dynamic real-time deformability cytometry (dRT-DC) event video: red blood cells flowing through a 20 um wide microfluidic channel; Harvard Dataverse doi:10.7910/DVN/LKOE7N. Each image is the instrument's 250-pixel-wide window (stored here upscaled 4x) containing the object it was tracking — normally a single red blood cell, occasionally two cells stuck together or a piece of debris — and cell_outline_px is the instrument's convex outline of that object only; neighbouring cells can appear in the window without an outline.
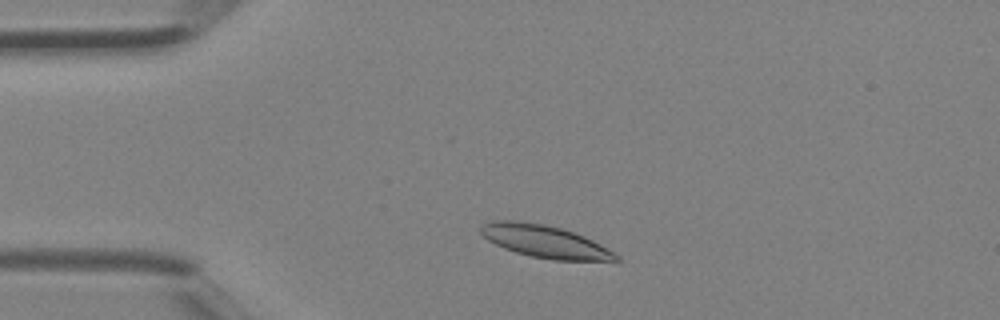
{"species": "Egyptian fruit bat (a non-hibernating species)", "species_latin": "Rousettus aegyptiacus", "temperature_condition": "room temperature", "stored_images_in_passage": 40, "camera_frame_rate_fps": 3000, "um_per_image_px": 0.085, "animal": {"sex": "female"}, "frame": {"image": 1, "passage_image": 6, "time_ms": 1.667, "image_size_px": [1000, 320], "cell_outline_px": [[620, 260], [552, 260], [532, 256], [516, 252], [504, 248], [488, 240], [480, 232], [480, 224], [492, 220], [516, 220], [544, 224], [560, 228], [584, 236], [600, 244], [620, 256]], "centroid_in_image_um": [46.27, 20.51], "position_along_channel_um": 38.7, "area_um2": 25.37}}
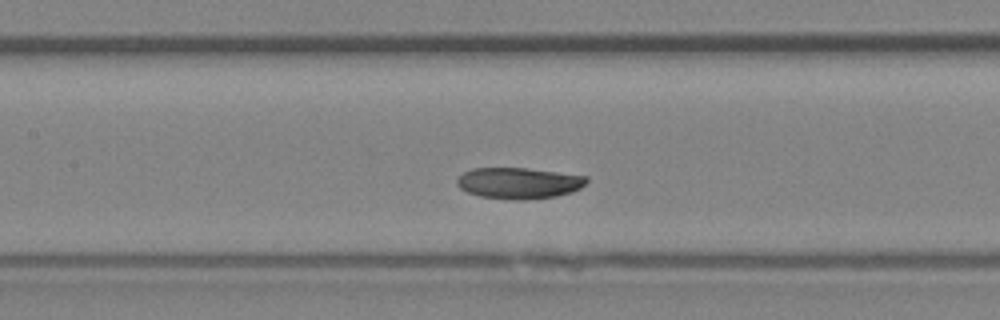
{"frame": {"image": 2, "passage_image": 16, "time_ms": 5.0, "image_size_px": [1000, 320], "cell_outline_px": [[588, 180], [580, 188], [572, 192], [556, 196], [524, 200], [512, 200], [480, 196], [468, 192], [460, 188], [456, 184], [456, 180], [464, 172], [472, 168], [528, 168], [588, 176]], "centroid_in_image_um": [44.1, 15.56], "position_along_channel_um": 163.3, "area_um2": 23.58}}
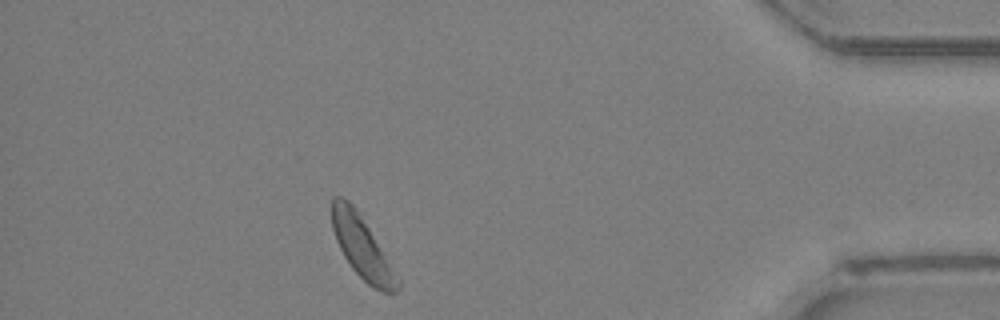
{"frame": {"image": 3, "passage_image": 35, "time_ms": 11.333, "image_size_px": [1000, 320], "cell_outline_px": [[400, 288], [396, 292], [384, 292], [372, 288], [352, 268], [344, 256], [336, 240], [332, 228], [332, 196], [340, 196], [348, 200], [356, 208], [400, 276]], "centroid_in_image_um": [30.81, 21.04], "position_along_channel_um": 404.4, "area_um2": 23.76}}